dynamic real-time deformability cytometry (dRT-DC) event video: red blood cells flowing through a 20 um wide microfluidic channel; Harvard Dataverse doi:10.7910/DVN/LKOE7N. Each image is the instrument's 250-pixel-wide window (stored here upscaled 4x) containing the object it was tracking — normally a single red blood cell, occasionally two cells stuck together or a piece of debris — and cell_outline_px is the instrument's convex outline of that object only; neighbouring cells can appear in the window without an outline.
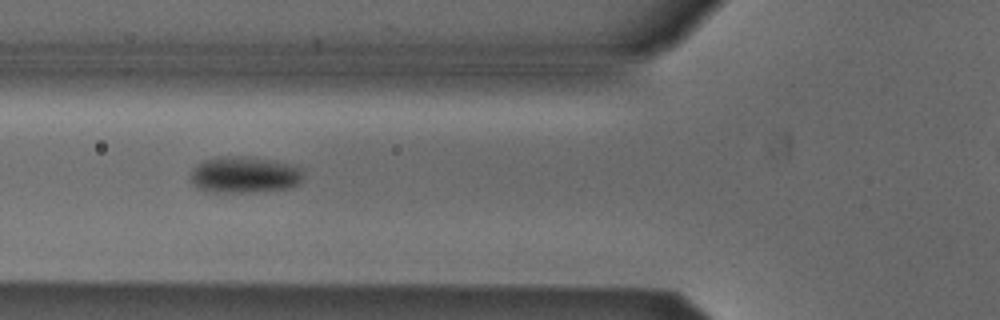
{"species": "Egyptian fruit bat (a non-hibernating species)", "species_latin": "Rousettus aegyptiacus", "temperature_condition": "cold", "stored_images_in_passage": 31, "camera_frame_rate_fps": 3000, "um_per_image_px": 0.085, "animal": {"sex": "male"}, "frame": {"image": 1, "passage_image": 3, "time_ms": 0.667, "image_size_px": [1000, 320], "cell_outline_px": [[300, 184], [292, 188], [256, 192], [212, 192], [196, 188], [192, 184], [192, 168], [196, 164], [204, 160], [224, 156], [244, 156], [276, 160], [300, 168]], "centroid_in_image_um": [20.75, 14.86], "position_along_channel_um": 105.0, "area_um2": 24.04}}
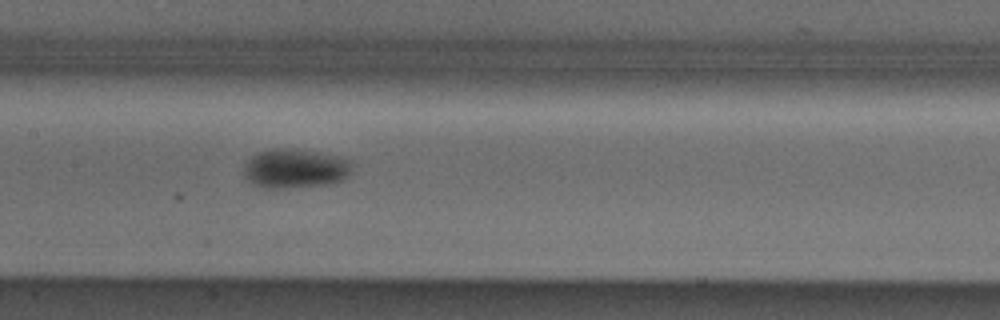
{"frame": {"image": 2, "passage_image": 9, "time_ms": 2.667, "image_size_px": [1000, 320], "cell_outline_px": [[352, 168], [348, 176], [344, 180], [328, 184], [284, 188], [264, 188], [252, 184], [244, 180], [244, 164], [252, 156], [268, 148], [276, 148], [312, 152], [340, 156], [352, 160]], "centroid_in_image_um": [25.07, 14.34], "position_along_channel_um": 182.3, "area_um2": 24.85}}
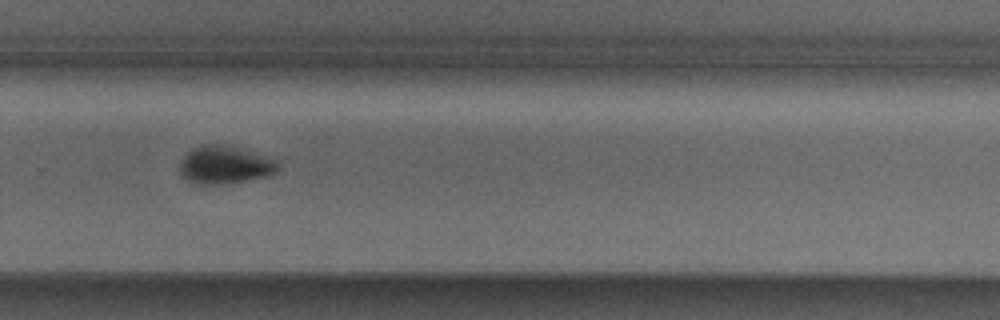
{"frame": {"image": 3, "passage_image": 19, "time_ms": 6.0, "image_size_px": [1000, 320], "cell_outline_px": [[280, 168], [276, 172], [268, 176], [228, 184], [200, 184], [188, 180], [180, 176], [180, 160], [188, 152], [204, 144], [220, 144], [276, 156], [280, 160]], "centroid_in_image_um": [19.22, 14.01], "position_along_channel_um": 310.6, "area_um2": 22.25}}